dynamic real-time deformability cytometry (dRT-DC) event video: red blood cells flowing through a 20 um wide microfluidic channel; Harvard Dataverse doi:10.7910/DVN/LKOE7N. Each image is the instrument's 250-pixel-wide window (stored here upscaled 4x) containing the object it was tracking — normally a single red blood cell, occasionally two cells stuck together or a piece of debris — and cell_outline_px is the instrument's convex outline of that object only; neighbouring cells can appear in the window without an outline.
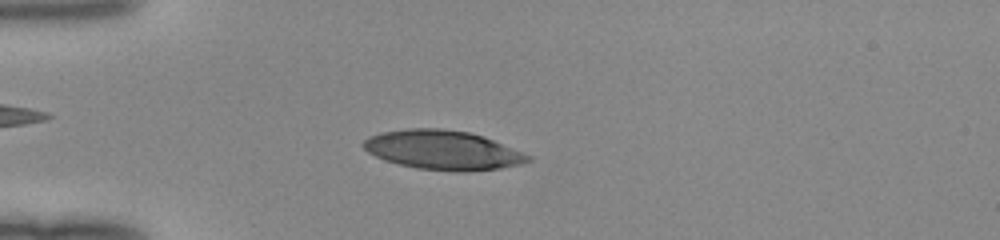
{"species": "human", "species_latin": "Homo sapiens", "temperature_condition": "room temperature", "stored_images_in_passage": 48, "camera_frame_rate_fps": 3000, "um_per_image_px": 0.085, "donor": {"sex": "female"}, "frame": {"image": 1, "passage_image": 13, "time_ms": 4.0, "image_size_px": [1000, 240], "cell_outline_px": [[532, 160], [520, 164], [500, 168], [468, 172], [456, 172], [416, 168], [384, 160], [368, 152], [360, 144], [368, 136], [380, 132], [408, 128], [440, 128], [468, 132], [484, 136], [532, 156]], "centroid_in_image_um": [37.63, 12.75], "position_along_channel_um": 47.4, "area_um2": 37.86}}
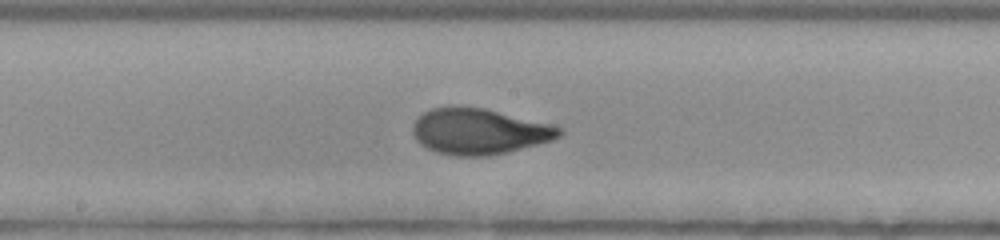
{"frame": {"image": 2, "passage_image": 26, "time_ms": 8.333, "image_size_px": [1000, 240], "cell_outline_px": [[564, 132], [560, 136], [552, 140], [508, 152], [488, 156], [456, 156], [436, 152], [420, 144], [416, 140], [412, 132], [412, 124], [424, 112], [432, 108], [456, 104], [460, 104], [484, 108], [564, 128]], "centroid_in_image_um": [40.68, 11.15], "position_along_channel_um": 207.5, "area_um2": 39.42}}
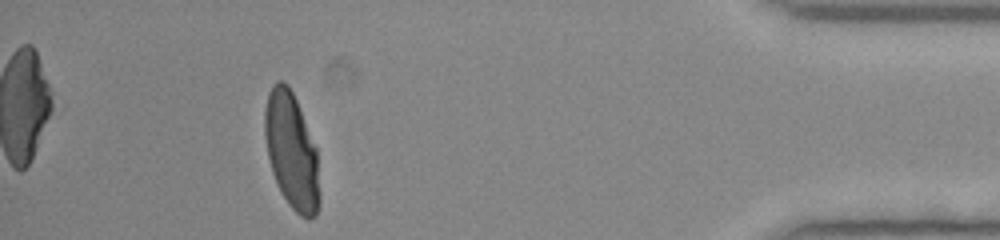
{"frame": {"image": 3, "passage_image": 44, "time_ms": 14.333, "image_size_px": [1000, 240], "cell_outline_px": [[320, 204], [316, 216], [308, 220], [300, 216], [288, 204], [276, 184], [272, 172], [268, 156], [264, 136], [264, 108], [268, 92], [272, 84], [276, 80], [280, 80], [288, 84], [296, 100], [316, 148], [320, 196]], "centroid_in_image_um": [24.77, 12.85], "position_along_channel_um": 410.4, "area_um2": 37.34}}